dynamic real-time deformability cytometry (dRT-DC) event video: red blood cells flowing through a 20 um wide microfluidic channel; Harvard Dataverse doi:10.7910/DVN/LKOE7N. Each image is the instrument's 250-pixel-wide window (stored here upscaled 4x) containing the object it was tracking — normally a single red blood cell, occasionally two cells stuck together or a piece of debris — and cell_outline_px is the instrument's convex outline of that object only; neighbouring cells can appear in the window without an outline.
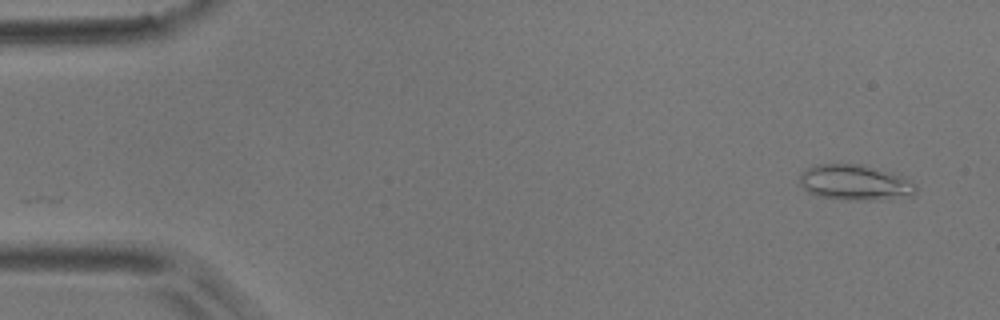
{"species": "common noctule bat (a hibernating species)", "species_latin": "Nyctalus noctula", "temperature_condition": "room temperature", "stored_images_in_passage": 54, "camera_frame_rate_fps": 3000, "um_per_image_px": 0.085, "animal": {"sex": "male", "body_mass_g": 17.9}, "frame": {"image": 1, "passage_image": 2, "time_ms": 0.333, "image_size_px": [1000, 320], "cell_outline_px": [[916, 192], [912, 196], [872, 200], [848, 200], [820, 196], [808, 192], [800, 184], [800, 172], [816, 164], [860, 164], [900, 176], [912, 180], [916, 184]], "centroid_in_image_um": [72.67, 15.52], "position_along_channel_um": 12.3, "area_um2": 23.87}}
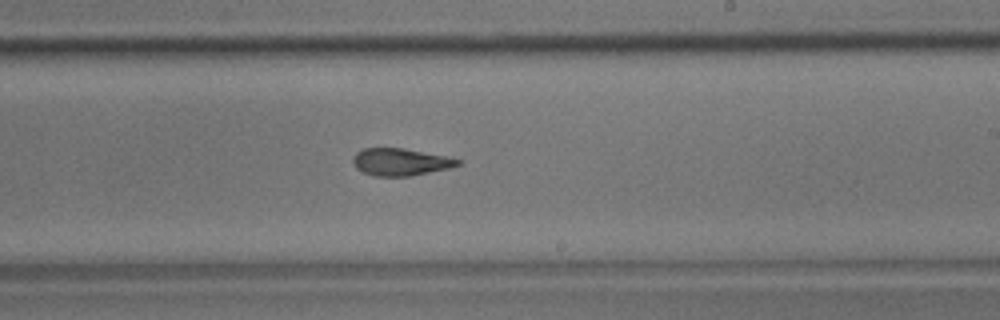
{"frame": {"image": 2, "passage_image": 31, "time_ms": 10.0, "image_size_px": [1000, 320], "cell_outline_px": [[460, 164], [448, 168], [412, 176], [376, 176], [364, 172], [356, 168], [352, 160], [356, 152], [364, 148], [404, 148], [444, 156], [460, 160]], "centroid_in_image_um": [34.01, 13.76], "position_along_channel_um": 255.0, "area_um2": 16.42}}
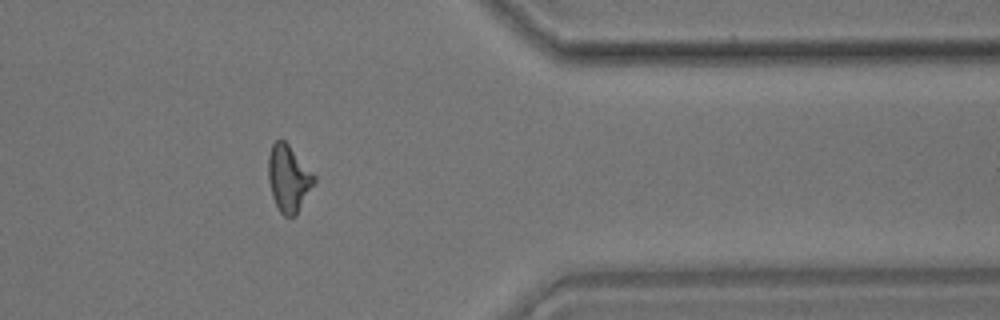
{"frame": {"image": 3, "passage_image": 43, "time_ms": 14.0, "image_size_px": [1000, 320], "cell_outline_px": [[316, 184], [296, 216], [284, 216], [280, 212], [272, 196], [268, 180], [268, 156], [272, 144], [280, 136], [288, 144], [316, 176]], "centroid_in_image_um": [24.54, 15.17], "position_along_channel_um": 386.9, "area_um2": 18.15}, "authors_computed_cell_mechanics": {"area_um2": 17.7157, "velocity_mm_per_s": 3.6968, "shape_relaxation_time_tau1_ms": 7.9326, "shape_relaxation_time_tau2_ms": 2.6392, "deformation_change_tau1": 0.2144, "deformation_change_tau2": 0.0961}}